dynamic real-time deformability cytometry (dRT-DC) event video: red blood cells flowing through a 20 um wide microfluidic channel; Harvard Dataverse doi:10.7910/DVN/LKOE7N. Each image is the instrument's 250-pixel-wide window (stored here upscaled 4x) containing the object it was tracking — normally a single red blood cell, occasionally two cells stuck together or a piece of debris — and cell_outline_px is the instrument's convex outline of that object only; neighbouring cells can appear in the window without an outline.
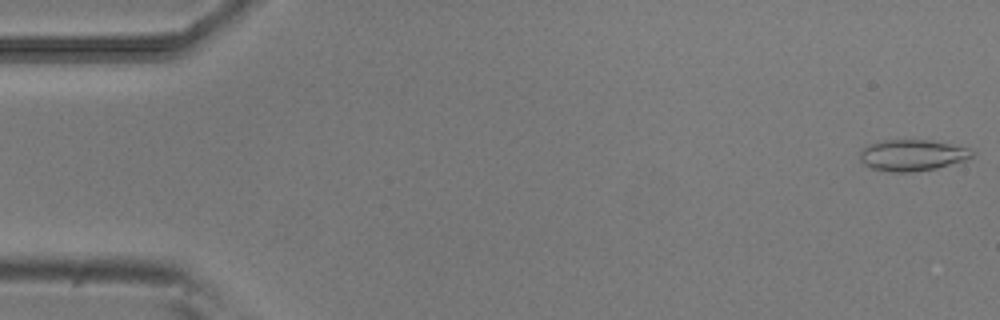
{"species": "common noctule bat (a hibernating species)", "species_latin": "Nyctalus noctula", "temperature_condition": "room temperature", "stored_images_in_passage": 52, "camera_frame_rate_fps": 3000, "um_per_image_px": 0.085, "animal": {"sex": "male", "body_mass_g": 20.5, "forearm_length_mm": 52.5}, "frame": {"image": 1, "passage_image": 1, "time_ms": 0.0, "image_size_px": [1000, 320], "cell_outline_px": [[976, 152], [968, 160], [936, 168], [908, 172], [888, 172], [872, 168], [864, 164], [860, 160], [860, 152], [864, 148], [872, 144], [884, 140], [932, 140], [968, 148]], "centroid_in_image_um": [77.58, 13.2], "position_along_channel_um": 7.4, "area_um2": 20.35}}
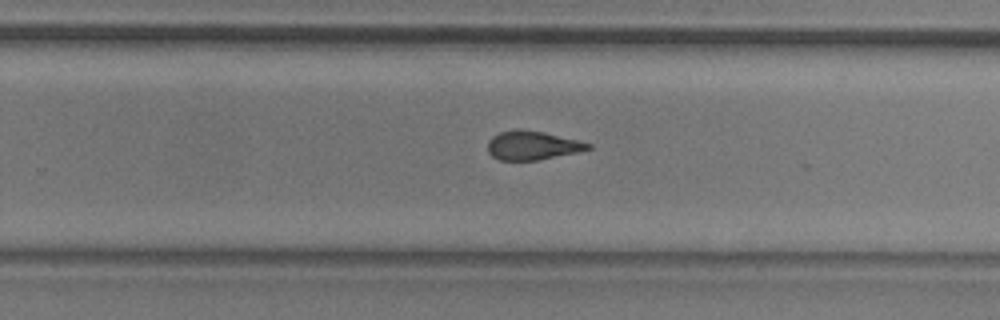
{"frame": {"image": 2, "passage_image": 33, "time_ms": 10.667, "image_size_px": [1000, 320], "cell_outline_px": [[592, 148], [576, 152], [536, 160], [500, 160], [492, 156], [488, 152], [488, 140], [492, 136], [500, 132], [516, 128], [544, 132], [592, 144]], "centroid_in_image_um": [45.2, 12.35], "position_along_channel_um": 284.6, "area_um2": 16.7}}
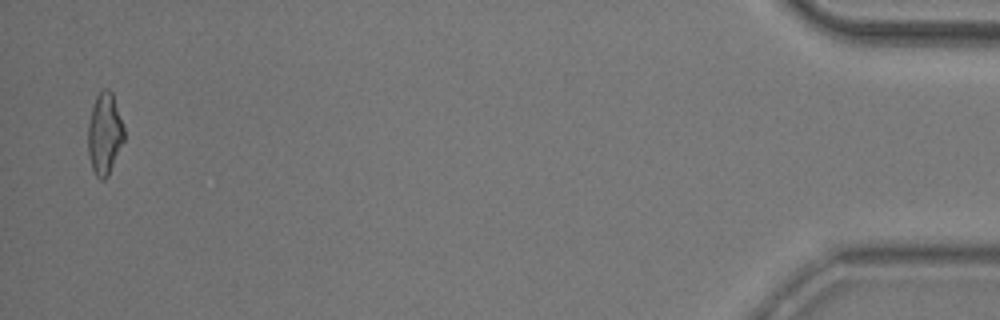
{"frame": {"image": 3, "passage_image": 51, "time_ms": 16.667, "image_size_px": [1000, 320], "cell_outline_px": [[124, 140], [108, 176], [104, 180], [100, 180], [96, 176], [92, 168], [88, 156], [88, 124], [92, 108], [96, 96], [100, 88], [108, 88], [112, 92], [124, 128]], "centroid_in_image_um": [8.88, 11.36], "position_along_channel_um": 426.3, "area_um2": 17.22}, "authors_computed_cell_mechanics": {"area_um2": 17.6001, "velocity_mm_per_s": 3.8529, "shape_relaxation_time_tau1_ms": 7.3574, "shape_relaxation_time_tau2_ms": 2.2064, "deformation_change_tau1": 0.1979, "deformation_change_tau2": 0.104}}